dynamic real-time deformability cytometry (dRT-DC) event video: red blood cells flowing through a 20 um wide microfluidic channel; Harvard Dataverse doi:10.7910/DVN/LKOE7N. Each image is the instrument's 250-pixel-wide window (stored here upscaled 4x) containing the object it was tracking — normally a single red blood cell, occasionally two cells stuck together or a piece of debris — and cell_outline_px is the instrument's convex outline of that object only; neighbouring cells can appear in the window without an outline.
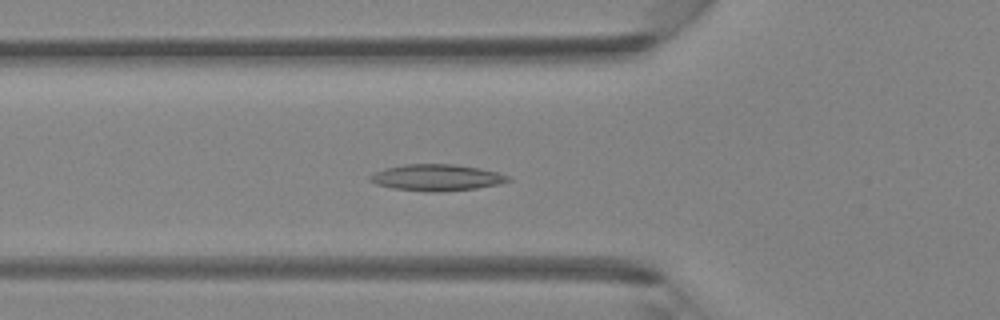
{"species": "Egyptian fruit bat (a non-hibernating species)", "species_latin": "Rousettus aegyptiacus", "temperature_condition": "room temperature", "stored_images_in_passage": 35, "camera_frame_rate_fps": 3000, "um_per_image_px": 0.085, "animal": {"sex": "female"}, "frame": {"image": 1, "passage_image": 6, "time_ms": 1.667, "image_size_px": [1000, 320], "cell_outline_px": [[512, 180], [500, 184], [476, 188], [440, 192], [428, 192], [392, 188], [376, 184], [368, 180], [368, 176], [384, 168], [404, 164], [456, 164], [480, 168], [496, 172], [508, 176]], "centroid_in_image_um": [37.1, 15.09], "position_along_channel_um": 88.7, "area_um2": 21.39}}
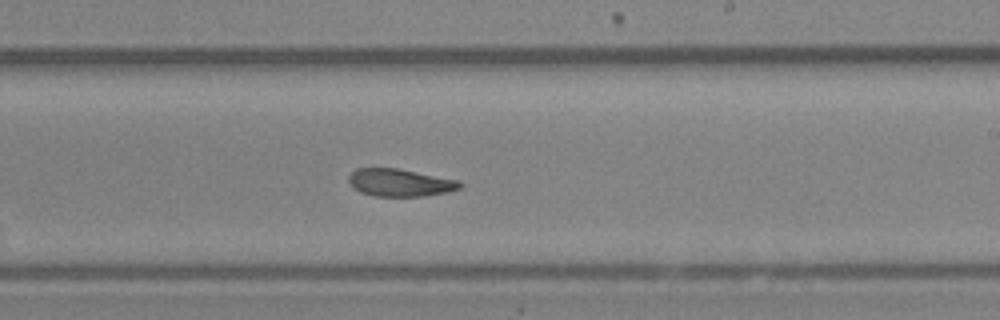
{"frame": {"image": 2, "passage_image": 17, "time_ms": 5.333, "image_size_px": [1000, 320], "cell_outline_px": [[464, 184], [460, 188], [448, 192], [424, 196], [372, 196], [360, 192], [352, 188], [348, 180], [348, 176], [356, 168], [396, 168], [460, 180]], "centroid_in_image_um": [33.99, 15.53], "position_along_channel_um": 255.0, "area_um2": 18.03}}
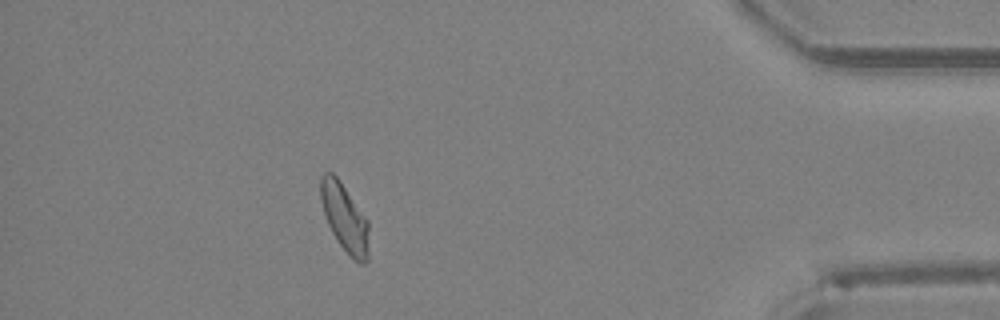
{"frame": {"image": 3, "passage_image": 30, "time_ms": 9.667, "image_size_px": [1000, 320], "cell_outline_px": [[368, 260], [364, 264], [360, 264], [352, 260], [340, 244], [332, 232], [328, 224], [320, 200], [320, 176], [324, 172], [332, 172], [340, 180], [368, 220]], "centroid_in_image_um": [29.29, 18.51], "position_along_channel_um": 405.9, "area_um2": 19.19}}